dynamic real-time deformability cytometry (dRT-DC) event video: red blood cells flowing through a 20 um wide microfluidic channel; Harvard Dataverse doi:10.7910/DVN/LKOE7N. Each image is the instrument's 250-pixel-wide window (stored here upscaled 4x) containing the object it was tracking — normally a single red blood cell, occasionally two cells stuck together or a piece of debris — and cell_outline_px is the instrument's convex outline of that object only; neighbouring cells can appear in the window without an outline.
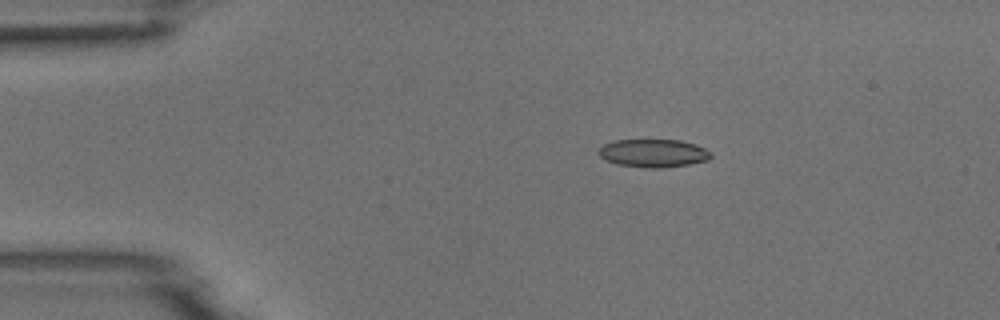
{"species": "common noctule bat (a hibernating species)", "species_latin": "Nyctalus noctula", "temperature_condition": "room temperature", "stored_images_in_passage": 3, "camera_frame_rate_fps": 3000, "um_per_image_px": 0.085, "animal": {"sex": "male", "body_mass_g": 18.8}, "frame": {"image": 1, "passage_image": 1, "time_ms": 0.0, "image_size_px": [1000, 320], "cell_outline_px": [[712, 156], [708, 160], [688, 164], [664, 168], [644, 168], [616, 164], [604, 160], [596, 152], [604, 144], [612, 140], [680, 140], [696, 144], [712, 152]], "centroid_in_image_um": [55.51, 13.02], "position_along_channel_um": 29.5, "area_um2": 18.61}}
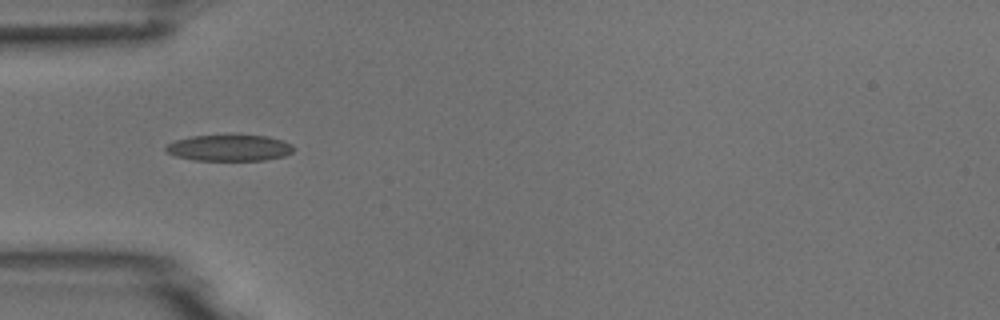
{"frame": {"image": 2, "passage_image": 3, "time_ms": 0.667, "image_size_px": [1000, 320], "cell_outline_px": [[296, 148], [292, 152], [284, 156], [264, 160], [192, 160], [176, 156], [164, 152], [164, 148], [168, 144], [176, 140], [192, 136], [236, 132], [268, 136], [284, 140], [292, 144]], "centroid_in_image_um": [19.52, 12.52], "position_along_channel_um": 65.5, "area_um2": 20.58}}